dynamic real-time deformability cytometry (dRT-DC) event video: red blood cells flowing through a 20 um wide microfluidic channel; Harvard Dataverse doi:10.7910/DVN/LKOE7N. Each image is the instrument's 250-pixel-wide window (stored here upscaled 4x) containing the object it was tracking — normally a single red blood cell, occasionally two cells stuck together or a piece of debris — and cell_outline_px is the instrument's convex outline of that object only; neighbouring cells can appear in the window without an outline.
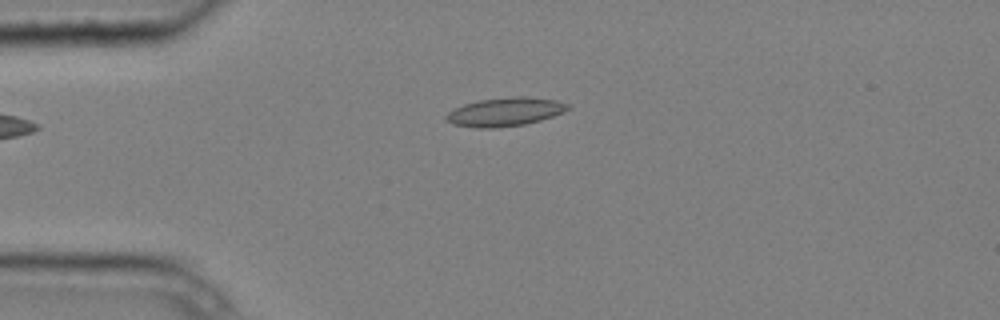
{"species": "common noctule bat (a hibernating species)", "species_latin": "Nyctalus noctula", "temperature_condition": "cold", "stored_images_in_passage": 11, "camera_frame_rate_fps": 3000, "um_per_image_px": 0.085, "animal": {"sex": "male", "body_mass_g": 20.4}, "frame": {"image": 1, "passage_image": 2, "time_ms": 0.333, "image_size_px": [1000, 320], "cell_outline_px": [[572, 108], [564, 112], [540, 120], [524, 124], [496, 128], [476, 128], [452, 124], [444, 116], [448, 112], [464, 104], [480, 100], [512, 96], [528, 96], [556, 100], [568, 104]], "centroid_in_image_um": [42.95, 9.5], "position_along_channel_um": 42.1, "area_um2": 20.29}}
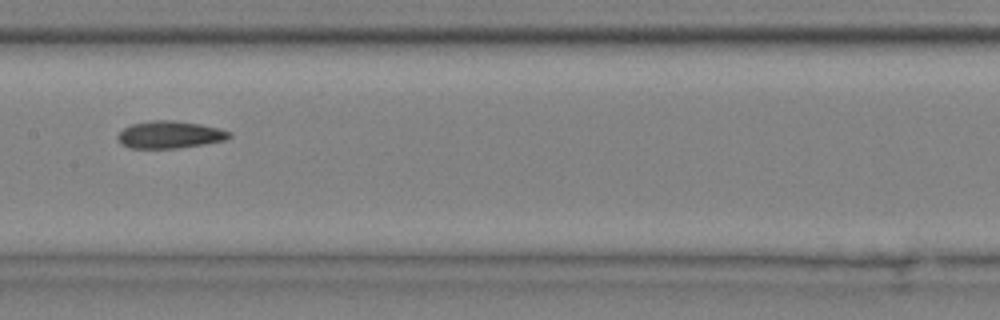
{"frame": {"image": 2, "passage_image": 6, "time_ms": 1.667, "image_size_px": [1000, 320], "cell_outline_px": [[232, 136], [224, 140], [204, 144], [176, 148], [128, 148], [120, 144], [116, 136], [124, 128], [132, 124], [152, 120], [172, 120], [200, 124], [220, 128], [232, 132]], "centroid_in_image_um": [14.42, 11.45], "position_along_channel_um": 193.0, "area_um2": 17.8}}
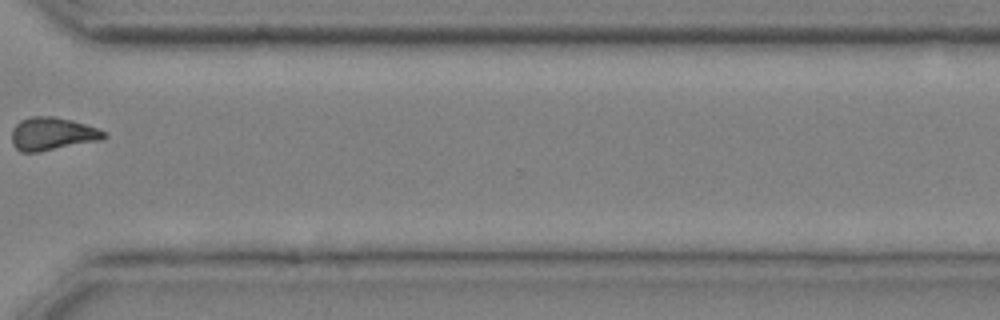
{"frame": {"image": 3, "passage_image": 10, "time_ms": 3.0, "image_size_px": [1000, 320], "cell_outline_px": [[108, 136], [100, 140], [40, 152], [20, 152], [12, 144], [12, 128], [20, 120], [32, 116], [52, 116], [72, 120], [108, 132]], "centroid_in_image_um": [4.43, 11.38], "position_along_channel_um": 366.2, "area_um2": 17.8}}